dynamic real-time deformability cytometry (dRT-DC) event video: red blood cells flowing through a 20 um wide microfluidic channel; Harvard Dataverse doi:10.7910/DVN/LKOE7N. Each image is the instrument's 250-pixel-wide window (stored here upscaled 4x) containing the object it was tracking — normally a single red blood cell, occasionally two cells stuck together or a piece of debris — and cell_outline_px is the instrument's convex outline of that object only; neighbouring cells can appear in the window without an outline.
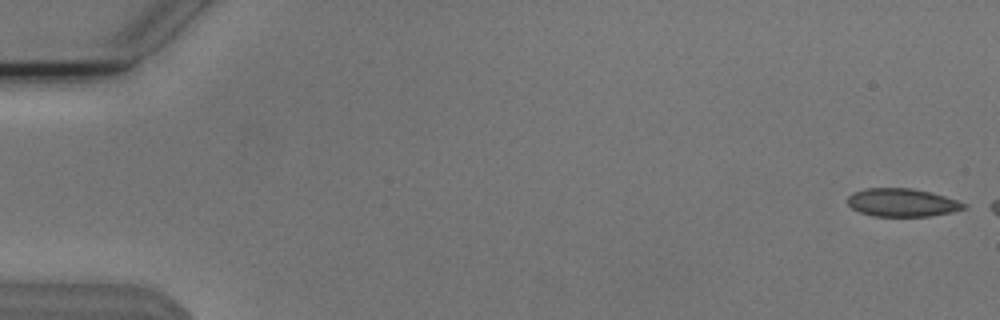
{"species": "Egyptian fruit bat (a non-hibernating species)", "species_latin": "Rousettus aegyptiacus", "temperature_condition": "cold", "stored_images_in_passage": 7, "camera_frame_rate_fps": 3000, "um_per_image_px": 0.085, "animal": {"sex": "male"}, "frame": {"image": 1, "passage_image": 1, "time_ms": 0.0, "image_size_px": [1000, 320], "cell_outline_px": [[968, 204], [964, 208], [952, 212], [928, 216], [872, 216], [860, 212], [852, 208], [848, 204], [848, 196], [852, 192], [864, 188], [912, 188], [932, 192]], "centroid_in_image_um": [76.66, 17.21], "position_along_channel_um": 8.3, "area_um2": 19.07}}